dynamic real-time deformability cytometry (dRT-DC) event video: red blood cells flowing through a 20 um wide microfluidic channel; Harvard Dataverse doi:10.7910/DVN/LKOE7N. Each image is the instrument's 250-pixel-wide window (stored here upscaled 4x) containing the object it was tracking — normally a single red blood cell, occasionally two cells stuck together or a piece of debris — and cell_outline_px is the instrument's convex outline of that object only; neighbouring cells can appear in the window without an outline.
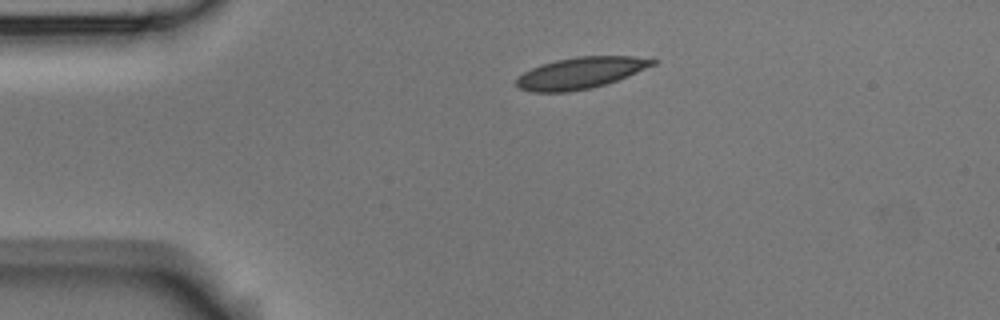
{"species": "Egyptian fruit bat (a non-hibernating species)", "species_latin": "Rousettus aegyptiacus", "temperature_condition": "room temperature", "stored_images_in_passage": 2, "camera_frame_rate_fps": 3000, "um_per_image_px": 0.085, "animal": {"sex": "male"}, "frame": {"image": 1, "passage_image": 1, "time_ms": 0.0, "image_size_px": [1000, 320], "cell_outline_px": [[656, 64], [628, 76], [592, 88], [568, 92], [532, 92], [520, 88], [516, 84], [516, 80], [524, 72], [540, 64], [556, 60], [576, 56], [632, 56], [656, 60]], "centroid_in_image_um": [49.34, 6.2], "position_along_channel_um": 35.7, "area_um2": 24.8}}